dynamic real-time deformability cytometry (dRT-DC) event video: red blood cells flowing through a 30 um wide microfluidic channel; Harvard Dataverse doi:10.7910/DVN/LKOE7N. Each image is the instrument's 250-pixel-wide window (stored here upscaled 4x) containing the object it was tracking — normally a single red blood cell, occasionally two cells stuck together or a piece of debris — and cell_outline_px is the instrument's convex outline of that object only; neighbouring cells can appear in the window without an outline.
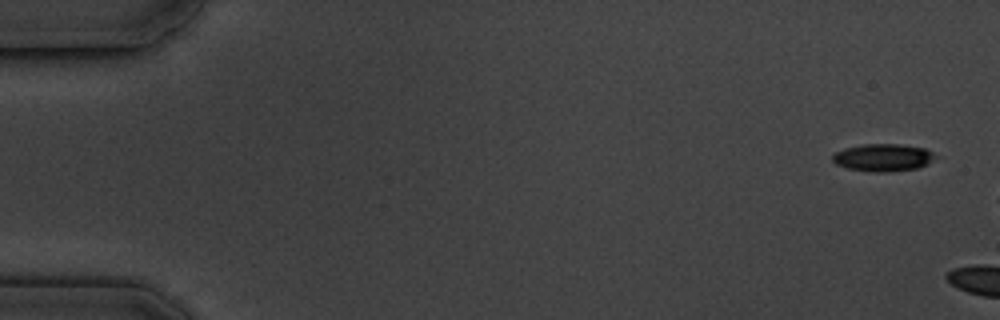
{"species": "common noctule bat (a hibernating species)", "species_latin": "Nyctalus noctula", "temperature_condition": "cold", "stored_images_in_passage": 3, "camera_frame_rate_fps": 3000, "um_per_image_px": 0.085, "animal": {"sex": "male", "body_mass_g": 19.5, "forearm_length_mm": 54.6}, "frame": {"image": 1, "passage_image": 1, "time_ms": 0.0, "image_size_px": [1000, 320], "cell_outline_px": [[940, 156], [928, 164], [916, 168], [888, 172], [872, 172], [848, 168], [836, 164], [832, 160], [832, 156], [836, 152], [844, 148], [864, 144], [900, 144], [924, 148]], "centroid_in_image_um": [75.09, 13.39], "position_along_channel_um": 9.9, "area_um2": 16.53}}